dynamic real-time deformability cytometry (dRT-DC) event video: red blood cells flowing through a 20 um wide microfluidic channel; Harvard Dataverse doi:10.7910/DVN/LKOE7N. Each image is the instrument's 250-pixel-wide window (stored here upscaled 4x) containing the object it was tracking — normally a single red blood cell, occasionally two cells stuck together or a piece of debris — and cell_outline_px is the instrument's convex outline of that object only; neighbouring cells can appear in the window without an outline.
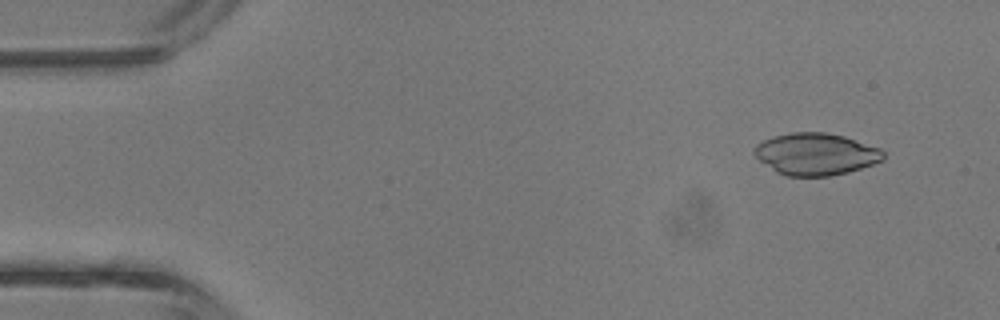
{"species": "common noctule bat (a hibernating species)", "species_latin": "Nyctalus noctula", "temperature_condition": "room temperature", "stored_images_in_passage": 42, "camera_frame_rate_fps": 3000, "um_per_image_px": 0.085, "animal": {"sex": "male", "body_mass_g": 13.3}, "frame": {"image": 1, "passage_image": 4, "time_ms": 1.0, "image_size_px": [1000, 320], "cell_outline_px": [[884, 160], [848, 172], [828, 176], [788, 176], [776, 172], [760, 160], [752, 152], [752, 148], [756, 144], [764, 140], [776, 136], [792, 132], [824, 132], [844, 136], [880, 148], [884, 152]], "centroid_in_image_um": [69.34, 13.09], "position_along_channel_um": 15.7, "area_um2": 31.44}}
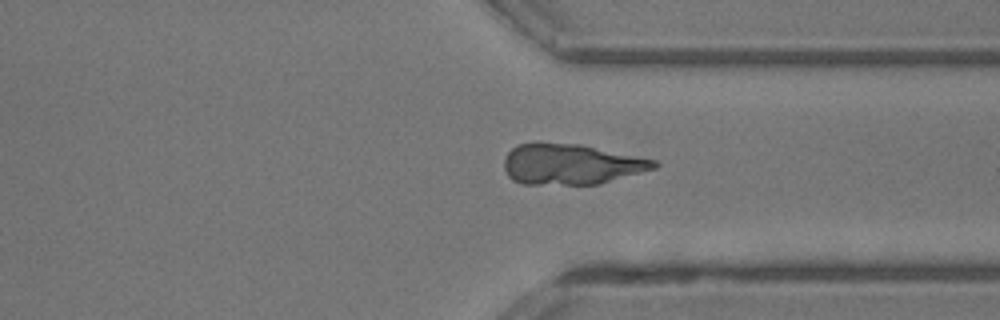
{"frame": {"image": 2, "passage_image": 32, "time_ms": 10.333, "image_size_px": [1000, 320], "cell_outline_px": [[660, 164], [656, 168], [600, 184], [520, 184], [512, 180], [508, 176], [504, 168], [504, 160], [508, 152], [516, 144], [580, 144], [656, 160]], "centroid_in_image_um": [48.55, 13.98], "position_along_channel_um": 362.9, "area_um2": 35.2}}
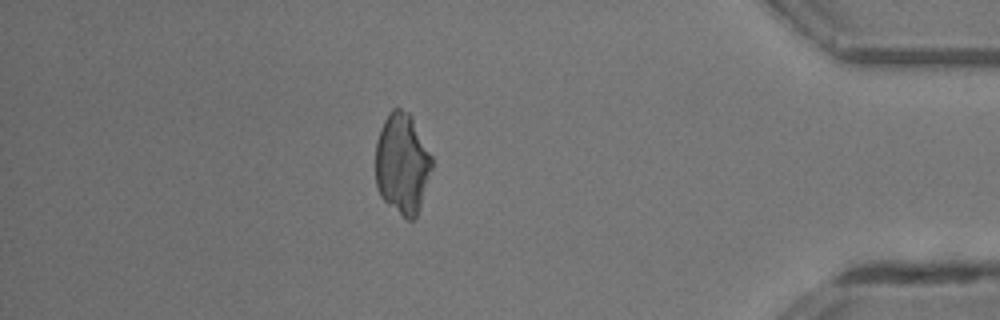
{"frame": {"image": 3, "passage_image": 37, "time_ms": 12.0, "image_size_px": [1000, 320], "cell_outline_px": [[432, 168], [416, 216], [412, 220], [408, 220], [388, 204], [380, 196], [376, 184], [376, 140], [380, 128], [388, 112], [392, 108], [400, 108], [408, 112], [412, 116], [432, 156]], "centroid_in_image_um": [34.17, 13.86], "position_along_channel_um": 401.0, "area_um2": 33.0}}